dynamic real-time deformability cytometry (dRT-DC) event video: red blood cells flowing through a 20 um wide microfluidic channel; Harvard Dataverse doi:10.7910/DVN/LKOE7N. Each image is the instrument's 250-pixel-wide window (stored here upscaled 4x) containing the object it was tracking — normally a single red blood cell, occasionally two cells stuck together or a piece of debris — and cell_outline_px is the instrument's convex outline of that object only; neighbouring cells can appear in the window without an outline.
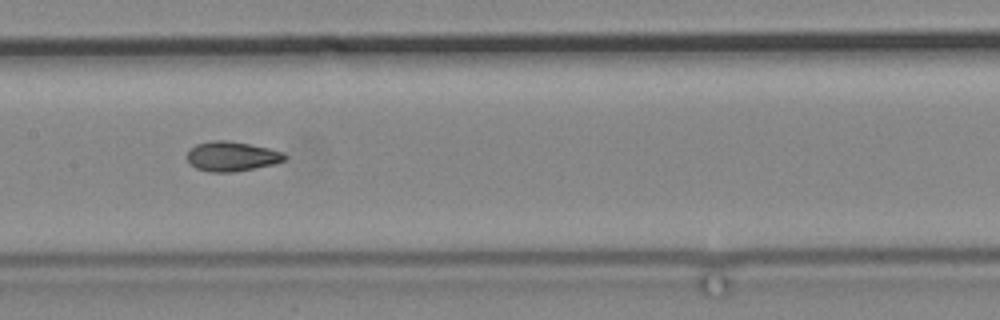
{"species": "common noctule bat (a hibernating species)", "species_latin": "Nyctalus noctula", "temperature_condition": "cold", "stored_images_in_passage": 10, "camera_frame_rate_fps": 3000, "um_per_image_px": 0.085, "animal": {"sex": "male", "body_mass_g": 19.2, "forearm_length_mm": 51.8}, "frame": {"image": 1, "passage_image": 9, "time_ms": 10.333, "image_size_px": [1000, 320], "cell_outline_px": [[288, 156], [284, 160], [276, 164], [232, 172], [212, 172], [196, 168], [184, 156], [196, 144], [212, 140], [228, 140], [268, 148], [284, 152]], "centroid_in_image_um": [19.71, 13.28], "position_along_channel_um": 187.7, "area_um2": 16.88}}
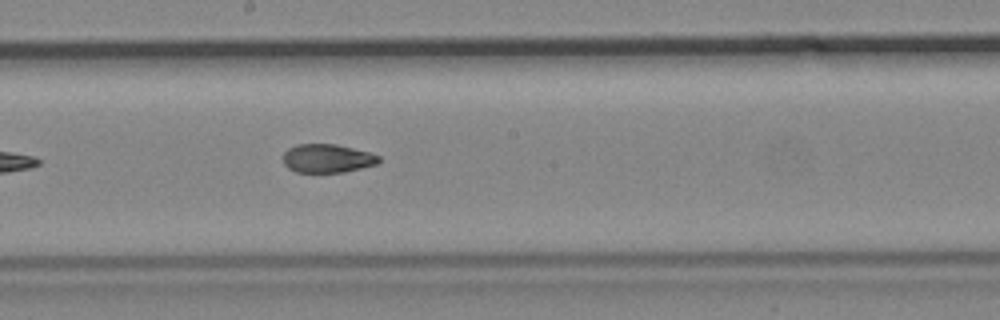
{"frame": {"image": 2, "passage_image": 10, "time_ms": 11.333, "image_size_px": [1000, 320], "cell_outline_px": [[380, 160], [376, 164], [344, 172], [296, 172], [288, 168], [284, 164], [284, 152], [288, 148], [296, 144], [336, 144], [368, 152], [380, 156]], "centroid_in_image_um": [27.8, 13.46], "position_along_channel_um": 220.4, "area_um2": 15.84}}